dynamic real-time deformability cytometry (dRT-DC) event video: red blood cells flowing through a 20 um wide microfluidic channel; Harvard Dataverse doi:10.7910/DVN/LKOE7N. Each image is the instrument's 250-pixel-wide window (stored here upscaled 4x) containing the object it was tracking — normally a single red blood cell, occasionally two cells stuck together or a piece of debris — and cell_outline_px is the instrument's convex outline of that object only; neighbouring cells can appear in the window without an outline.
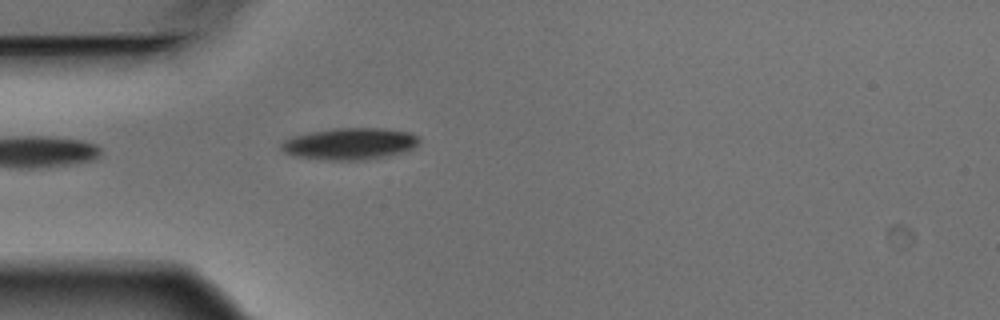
{"species": "Egyptian fruit bat (a non-hibernating species)", "species_latin": "Rousettus aegyptiacus", "temperature_condition": "warm", "stored_images_in_passage": 1, "camera_frame_rate_fps": 3000, "um_per_image_px": 0.085, "animal": {"sex": "male"}, "frame": {"image": 1, "passage_image": 1, "time_ms": 0.0, "image_size_px": [1000, 320], "cell_outline_px": [[420, 144], [416, 148], [408, 152], [388, 156], [364, 160], [332, 160], [292, 156], [284, 152], [280, 148], [280, 144], [284, 140], [292, 136], [308, 132], [336, 128], [384, 128], [412, 132], [420, 136]], "centroid_in_image_um": [29.81, 12.22], "position_along_channel_um": 55.2, "area_um2": 26.13}}